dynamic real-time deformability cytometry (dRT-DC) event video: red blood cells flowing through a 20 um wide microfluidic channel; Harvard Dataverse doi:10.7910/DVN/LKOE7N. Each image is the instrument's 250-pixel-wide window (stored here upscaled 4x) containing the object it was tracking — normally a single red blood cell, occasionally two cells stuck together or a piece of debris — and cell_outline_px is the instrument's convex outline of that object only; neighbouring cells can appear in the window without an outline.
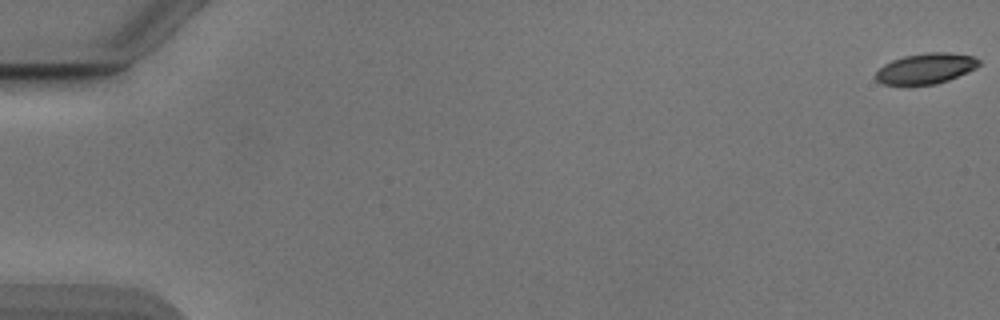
{"species": "Egyptian fruit bat (a non-hibernating species)", "species_latin": "Rousettus aegyptiacus", "temperature_condition": "cold", "stored_images_in_passage": 19, "camera_frame_rate_fps": 3000, "um_per_image_px": 0.085, "animal": {"sex": "male"}, "frame": {"image": 1, "passage_image": 1, "time_ms": 0.0, "image_size_px": [1000, 320], "cell_outline_px": [[980, 64], [976, 68], [968, 72], [948, 80], [936, 84], [908, 88], [904, 88], [880, 84], [876, 80], [876, 72], [884, 64], [892, 60], [904, 56], [928, 52], [948, 52], [972, 56], [980, 60]], "centroid_in_image_um": [78.63, 5.88], "position_along_channel_um": 6.4, "area_um2": 19.13}}
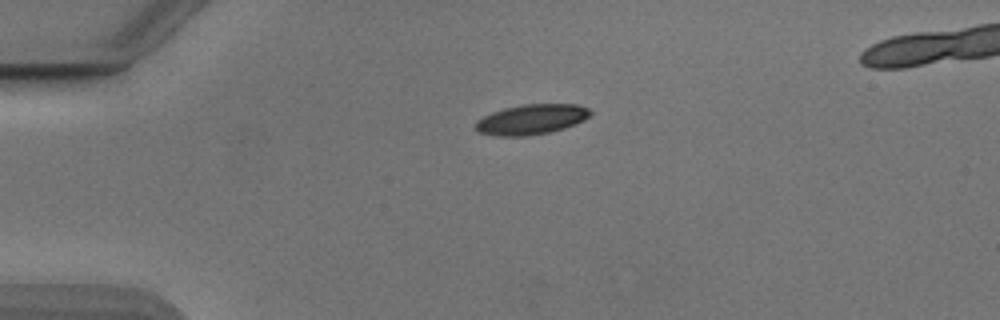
{"frame": {"image": 2, "passage_image": 14, "time_ms": 4.333, "image_size_px": [1000, 320], "cell_outline_px": [[592, 116], [576, 124], [564, 128], [548, 132], [524, 136], [496, 136], [480, 132], [476, 128], [476, 120], [492, 112], [504, 108], [524, 104], [580, 104], [588, 108], [592, 112]], "centroid_in_image_um": [45.22, 10.14], "position_along_channel_um": 39.8, "area_um2": 20.17}}